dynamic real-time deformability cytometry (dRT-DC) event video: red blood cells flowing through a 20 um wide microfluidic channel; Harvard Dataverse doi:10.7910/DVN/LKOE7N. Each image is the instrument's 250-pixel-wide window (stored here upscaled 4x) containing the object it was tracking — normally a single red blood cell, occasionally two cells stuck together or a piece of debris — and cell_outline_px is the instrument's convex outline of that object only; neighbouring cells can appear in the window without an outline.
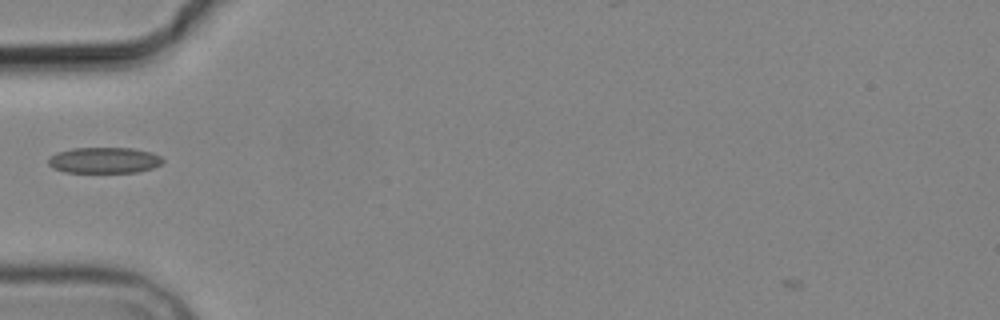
{"species": "common noctule bat (a hibernating species)", "species_latin": "Nyctalus noctula", "temperature_condition": "cold", "stored_images_in_passage": 2, "camera_frame_rate_fps": 3000, "um_per_image_px": 0.085, "animal": {"sex": "male", "body_mass_g": 19.2, "forearm_length_mm": 51.8}, "frame": {"image": 1, "passage_image": 1, "time_ms": 0.0, "image_size_px": [1000, 320], "cell_outline_px": [[164, 160], [160, 164], [152, 168], [136, 172], [64, 172], [52, 168], [48, 164], [48, 156], [56, 152], [72, 148], [132, 148], [152, 152], [160, 156]], "centroid_in_image_um": [8.81, 13.61], "position_along_channel_um": 76.2, "area_um2": 17.4}}